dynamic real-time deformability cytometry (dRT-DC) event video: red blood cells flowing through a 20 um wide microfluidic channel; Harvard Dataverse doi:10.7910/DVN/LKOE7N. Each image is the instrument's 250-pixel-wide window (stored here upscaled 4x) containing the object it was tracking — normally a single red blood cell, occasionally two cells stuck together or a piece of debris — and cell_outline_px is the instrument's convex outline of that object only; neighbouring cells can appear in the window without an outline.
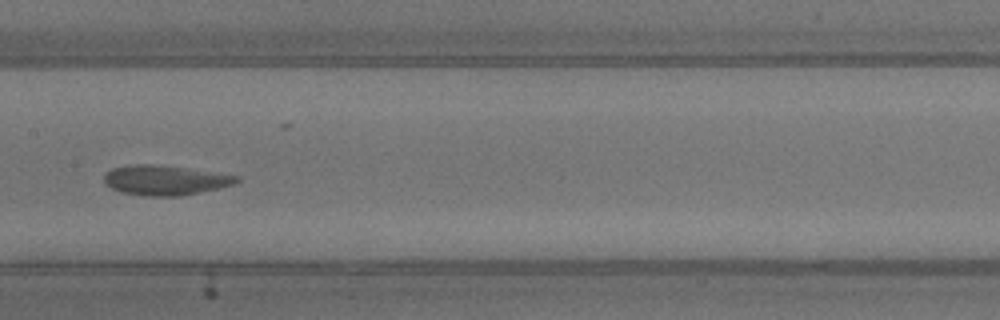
{"species": "common noctule bat (a hibernating species)", "species_latin": "Nyctalus noctula", "temperature_condition": "warm", "stored_images_in_passage": 36, "camera_frame_rate_fps": 3000, "um_per_image_px": 0.085, "animal": {"sex": "male", "body_mass_g": 13.3}, "frame": {"image": 1, "passage_image": 11, "time_ms": 3.333, "image_size_px": [1000, 320], "cell_outline_px": [[240, 180], [232, 184], [220, 188], [180, 196], [144, 196], [124, 192], [112, 188], [104, 180], [104, 176], [112, 168], [136, 164], [152, 164], [184, 168], [240, 176]], "centroid_in_image_um": [14.05, 15.32], "position_along_channel_um": 193.3, "area_um2": 22.6}, "authors_computed_cell_mechanics": {"area_um2": 22.9466, "velocity_mm_per_s": 3.8633, "shape_relaxation_time_tau1_ms": 4.1172, "shape_relaxation_time_tau2_ms": 1.1674, "deformation_change_tau1": 0.0946, "deformation_change_tau2": 0.0458}}